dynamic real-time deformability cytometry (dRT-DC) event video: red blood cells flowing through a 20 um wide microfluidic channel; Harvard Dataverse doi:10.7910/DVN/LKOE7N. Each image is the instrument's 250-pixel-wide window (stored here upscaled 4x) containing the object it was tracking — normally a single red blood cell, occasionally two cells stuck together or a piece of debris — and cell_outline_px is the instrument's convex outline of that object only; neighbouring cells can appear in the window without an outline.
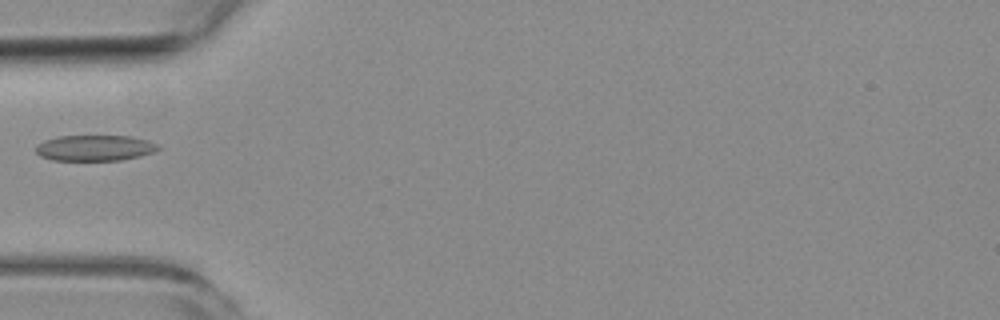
{"species": "common noctule bat (a hibernating species)", "species_latin": "Nyctalus noctula", "temperature_condition": "room temperature", "stored_images_in_passage": 4, "camera_frame_rate_fps": 3000, "um_per_image_px": 0.085, "animal": {"sex": "female", "body_mass_g": 19.3, "forearm_length_mm": 54.1}, "frame": {"image": 1, "passage_image": 4, "time_ms": 5.0, "image_size_px": [1000, 320], "cell_outline_px": [[160, 148], [152, 152], [140, 156], [120, 160], [52, 160], [40, 156], [36, 152], [36, 144], [44, 140], [60, 136], [132, 136], [148, 140], [160, 144]], "centroid_in_image_um": [8.06, 12.57], "position_along_channel_um": 76.9, "area_um2": 18.44}}